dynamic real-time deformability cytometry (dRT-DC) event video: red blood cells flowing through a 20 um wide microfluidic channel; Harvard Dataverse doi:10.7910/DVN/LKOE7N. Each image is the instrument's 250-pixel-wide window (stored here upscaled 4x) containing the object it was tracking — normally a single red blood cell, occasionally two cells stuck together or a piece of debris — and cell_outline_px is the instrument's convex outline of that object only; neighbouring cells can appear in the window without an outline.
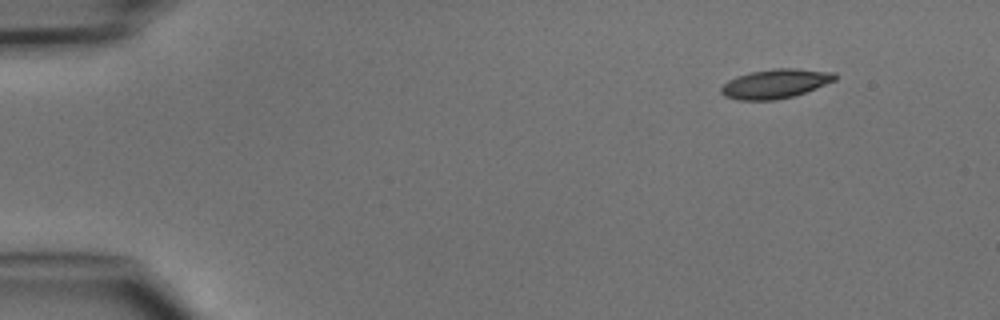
{"species": "common noctule bat (a hibernating species)", "species_latin": "Nyctalus noctula", "temperature_condition": "cold", "stored_images_in_passage": 4, "camera_frame_rate_fps": 3000, "um_per_image_px": 0.085, "animal": {"sex": "male", "body_mass_g": 15.6}, "frame": {"image": 1, "passage_image": 1, "time_ms": 0.0, "image_size_px": [1000, 320], "cell_outline_px": [[836, 80], [816, 88], [792, 96], [776, 100], [736, 100], [724, 96], [720, 92], [720, 88], [728, 80], [736, 76], [752, 72], [776, 68], [792, 68], [836, 72]], "centroid_in_image_um": [65.89, 7.12], "position_along_channel_um": 19.1, "area_um2": 19.36}}